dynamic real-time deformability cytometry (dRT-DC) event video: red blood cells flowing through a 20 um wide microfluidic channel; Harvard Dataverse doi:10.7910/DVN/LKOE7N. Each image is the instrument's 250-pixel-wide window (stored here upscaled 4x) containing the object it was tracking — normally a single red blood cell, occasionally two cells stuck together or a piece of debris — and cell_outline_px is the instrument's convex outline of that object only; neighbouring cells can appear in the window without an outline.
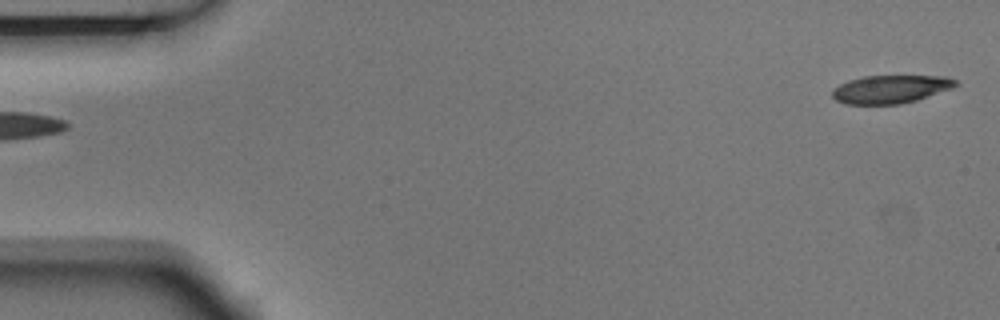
{"species": "Egyptian fruit bat (a non-hibernating species)", "species_latin": "Rousettus aegyptiacus", "temperature_condition": "room temperature", "stored_images_in_passage": 6, "segment_of_instrument_passage": [2, 2], "camera_frame_rate_fps": 3000, "um_per_image_px": 0.085, "animal": {"sex": "male"}, "frame": {"image": 1, "passage_image": 6, "time_ms": 1.667, "image_size_px": [1000, 320], "cell_outline_px": [[960, 84], [952, 88], [916, 100], [900, 104], [844, 104], [836, 100], [832, 96], [832, 92], [840, 84], [848, 80], [864, 76], [948, 76], [956, 80]], "centroid_in_image_um": [75.72, 7.57], "position_along_channel_um": 9.3, "area_um2": 20.17}}